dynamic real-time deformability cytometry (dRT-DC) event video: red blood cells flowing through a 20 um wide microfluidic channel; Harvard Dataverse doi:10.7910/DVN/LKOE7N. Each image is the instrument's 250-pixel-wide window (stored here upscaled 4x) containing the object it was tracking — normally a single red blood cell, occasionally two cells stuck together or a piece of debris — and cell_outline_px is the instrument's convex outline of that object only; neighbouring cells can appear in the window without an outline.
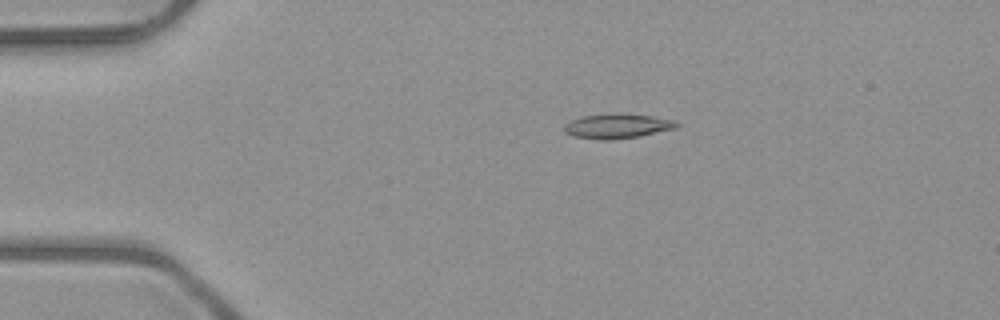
{"species": "common noctule bat (a hibernating species)", "species_latin": "Nyctalus noctula", "temperature_condition": "room temperature", "stored_images_in_passage": 23, "camera_frame_rate_fps": 3000, "um_per_image_px": 0.085, "animal": {"sex": "male", "body_mass_g": 23.1, "forearm_length_mm": 52.7}, "frame": {"image": 1, "passage_image": 1, "time_ms": 0.0, "image_size_px": [1000, 320], "cell_outline_px": [[680, 124], [676, 128], [640, 136], [612, 140], [600, 140], [572, 136], [564, 132], [564, 124], [580, 116], [612, 112], [620, 112], [652, 116], [676, 120]], "centroid_in_image_um": [52.46, 10.7], "position_along_channel_um": 32.5, "area_um2": 16.65}}
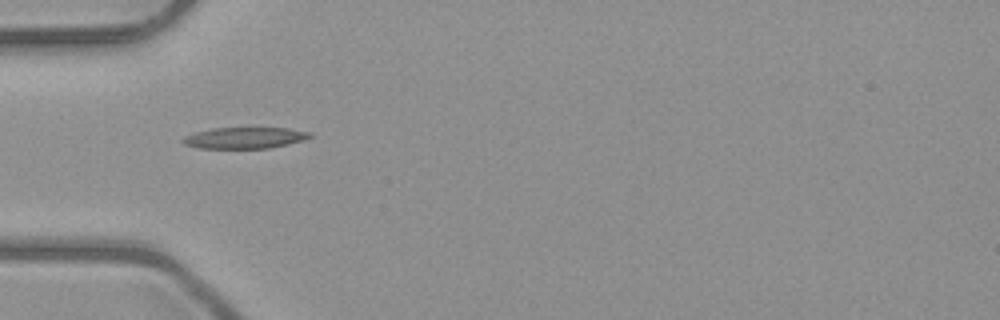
{"frame": {"image": 2, "passage_image": 7, "time_ms": 2.0, "image_size_px": [1000, 320], "cell_outline_px": [[312, 136], [304, 140], [288, 144], [268, 148], [200, 148], [184, 144], [180, 140], [184, 136], [196, 132], [212, 128], [288, 128], [312, 132]], "centroid_in_image_um": [20.81, 11.71], "position_along_channel_um": 64.2, "area_um2": 15.72}}
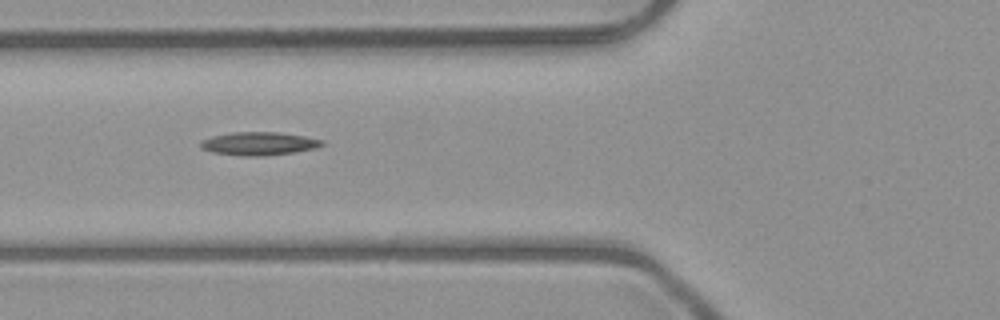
{"frame": {"image": 3, "passage_image": 10, "time_ms": 3.0, "image_size_px": [1000, 320], "cell_outline_px": [[324, 144], [316, 148], [296, 152], [264, 156], [240, 156], [212, 152], [200, 148], [200, 140], [212, 136], [232, 132], [276, 132], [304, 136], [324, 140]], "centroid_in_image_um": [21.99, 12.21], "position_along_channel_um": 103.8, "area_um2": 16.59}}